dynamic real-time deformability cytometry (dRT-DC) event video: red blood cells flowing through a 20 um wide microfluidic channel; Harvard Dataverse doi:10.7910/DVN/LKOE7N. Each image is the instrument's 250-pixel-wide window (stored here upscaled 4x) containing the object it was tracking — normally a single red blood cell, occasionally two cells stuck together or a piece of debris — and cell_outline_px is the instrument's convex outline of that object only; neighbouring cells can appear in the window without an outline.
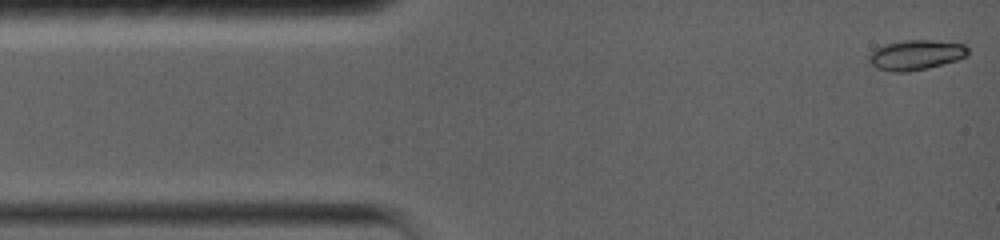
{"species": "common noctule bat (a hibernating species)", "species_latin": "Nyctalus noctula", "temperature_condition": "warm", "stored_images_in_passage": 82, "camera_frame_rate_fps": 5000, "um_per_image_px": 0.085, "animal": {"sex": "female", "body_mass_g": 19.0, "forearm_length_mm": 56.7}, "frame": {"image": 1, "passage_image": 1, "time_ms": 0.0, "image_size_px": [1000, 240], "cell_outline_px": [[968, 52], [964, 56], [956, 60], [928, 68], [904, 72], [892, 72], [876, 68], [868, 60], [868, 56], [876, 48], [884, 44], [904, 40], [932, 40], [964, 44], [968, 48]], "centroid_in_image_um": [77.81, 4.67], "position_along_channel_um": 7.2, "area_um2": 17.17}}
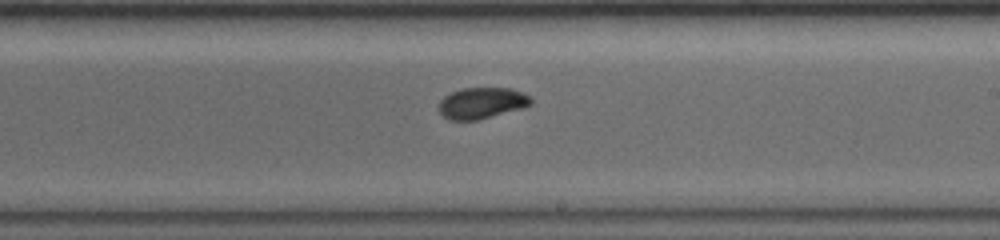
{"frame": {"image": 2, "passage_image": 43, "time_ms": 8.4, "image_size_px": [1000, 240], "cell_outline_px": [[532, 104], [524, 108], [476, 120], [452, 120], [444, 116], [440, 112], [436, 104], [444, 96], [460, 88], [512, 88], [532, 96]], "centroid_in_image_um": [40.96, 8.75], "position_along_channel_um": 248.0, "area_um2": 16.94}}
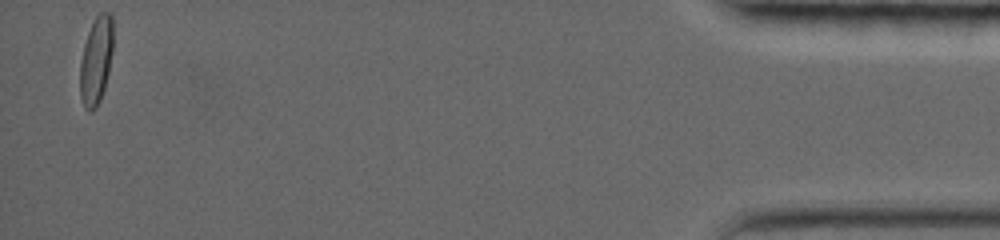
{"frame": {"image": 3, "passage_image": 82, "time_ms": 16.2, "image_size_px": [1000, 240], "cell_outline_px": [[112, 52], [108, 72], [100, 96], [96, 104], [92, 108], [84, 100], [80, 92], [80, 60], [84, 44], [88, 32], [96, 16], [100, 12], [108, 12], [112, 16]], "centroid_in_image_um": [8.17, 4.96], "position_along_channel_um": 427.0, "area_um2": 15.9}, "authors_computed_cell_mechanics": {"area_um2": 16.5886, "velocity_mm_per_s": 3.7972, "shape_relaxation_time_tau1_ms": 8.601, "shape_relaxation_time_tau2_ms": null, "deformation_change_tau1": 0.1883, "deformation_change_tau2": null}}